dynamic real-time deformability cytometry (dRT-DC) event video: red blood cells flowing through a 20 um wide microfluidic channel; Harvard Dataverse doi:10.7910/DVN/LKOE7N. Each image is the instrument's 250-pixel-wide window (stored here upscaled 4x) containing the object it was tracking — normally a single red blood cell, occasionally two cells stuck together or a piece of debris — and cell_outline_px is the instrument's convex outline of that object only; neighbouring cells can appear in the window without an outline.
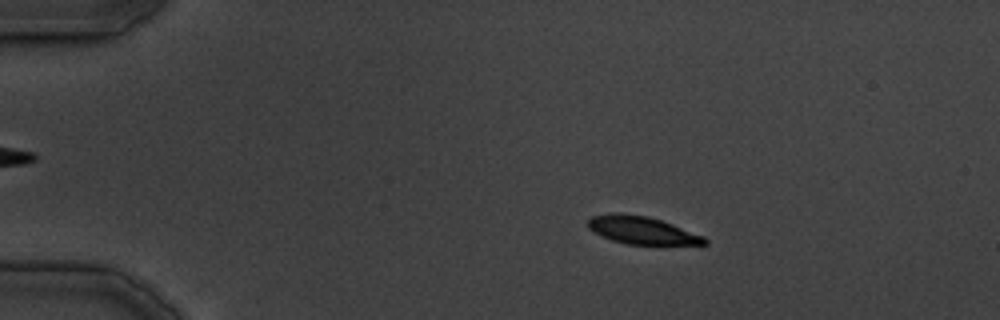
{"species": "common noctule bat (a hibernating species)", "species_latin": "Nyctalus noctula", "temperature_condition": "cold", "stored_images_in_passage": 39, "camera_frame_rate_fps": 3000, "um_per_image_px": 0.085, "animal": {"sex": "male", "body_mass_g": 19.5, "forearm_length_mm": 54.6}, "frame": {"image": 1, "passage_image": 7, "time_ms": 6.667, "image_size_px": [1000, 320], "cell_outline_px": [[708, 244], [624, 244], [612, 240], [592, 232], [588, 228], [588, 220], [592, 216], [616, 212], [648, 216], [672, 224], [704, 236], [708, 240]], "centroid_in_image_um": [54.53, 19.56], "position_along_channel_um": 30.5, "area_um2": 18.73}}
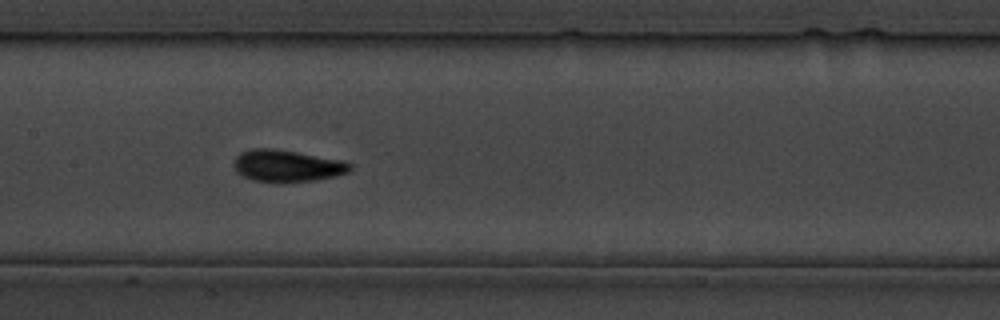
{"frame": {"image": 2, "passage_image": 20, "time_ms": 21.667, "image_size_px": [1000, 320], "cell_outline_px": [[352, 168], [348, 172], [332, 176], [312, 180], [256, 180], [244, 176], [236, 172], [232, 164], [232, 160], [240, 152], [248, 148], [276, 148], [344, 160], [352, 164]], "centroid_in_image_um": [24.36, 14.03], "position_along_channel_um": 183.0, "area_um2": 21.27}}
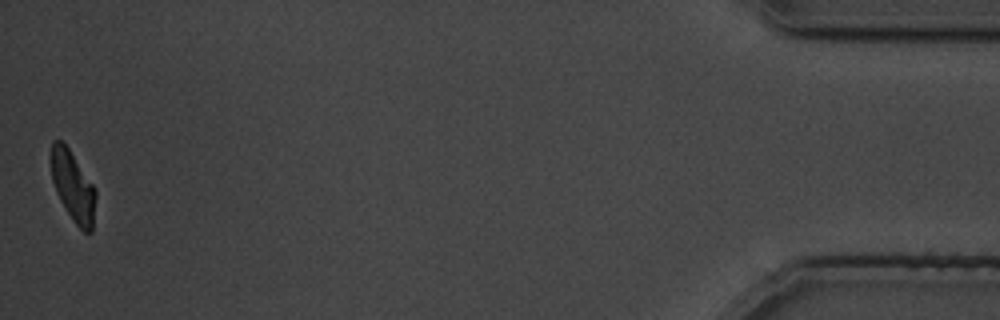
{"frame": {"image": 3, "passage_image": 39, "time_ms": 44.333, "image_size_px": [1000, 320], "cell_outline_px": [[96, 196], [92, 232], [84, 232], [76, 224], [60, 200], [56, 192], [52, 180], [48, 156], [52, 140], [60, 140], [68, 148], [92, 184], [96, 192]], "centroid_in_image_um": [6.15, 15.79], "position_along_channel_um": 429.0, "area_um2": 18.26}}